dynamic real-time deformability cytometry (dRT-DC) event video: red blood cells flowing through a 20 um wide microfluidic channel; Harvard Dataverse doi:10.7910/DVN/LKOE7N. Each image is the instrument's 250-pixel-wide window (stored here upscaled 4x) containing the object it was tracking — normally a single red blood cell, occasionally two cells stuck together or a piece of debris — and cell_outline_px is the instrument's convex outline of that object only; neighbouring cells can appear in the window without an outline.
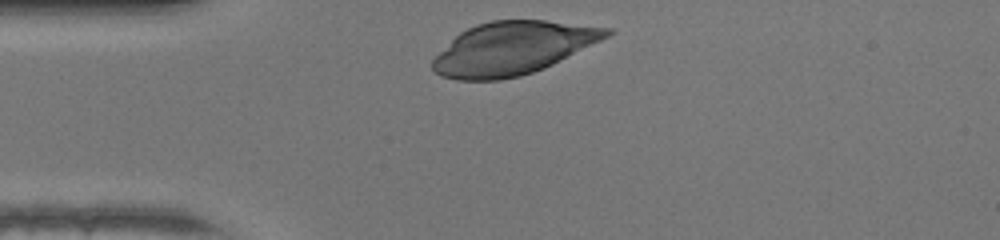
{"species": "human", "species_latin": "Homo sapiens", "temperature_condition": "warm", "stored_images_in_passage": 27, "camera_frame_rate_fps": 3000, "um_per_image_px": 0.085, "donor": {"sex": "female"}, "frame": {"image": 1, "passage_image": 1, "time_ms": 0.0, "image_size_px": [1000, 240], "cell_outline_px": [[616, 32], [544, 68], [520, 76], [500, 80], [456, 80], [440, 76], [432, 68], [432, 60], [460, 32], [476, 24], [492, 20], [544, 20], [612, 28]], "centroid_in_image_um": [43.57, 4.1], "position_along_channel_um": 41.4, "area_um2": 53.12}}
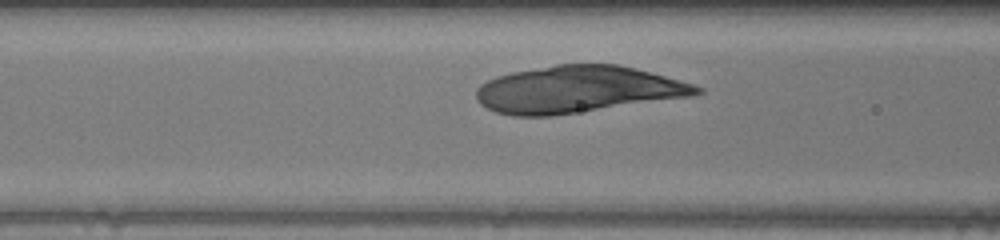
{"frame": {"image": 2, "passage_image": 8, "time_ms": 2.333, "image_size_px": [1000, 240], "cell_outline_px": [[704, 92], [692, 96], [552, 116], [512, 116], [496, 112], [480, 104], [476, 100], [476, 88], [480, 84], [496, 76], [512, 72], [556, 64], [616, 64], [636, 68], [680, 80], [704, 88]], "centroid_in_image_um": [49.08, 7.6], "position_along_channel_um": 117.5, "area_um2": 60.23}}
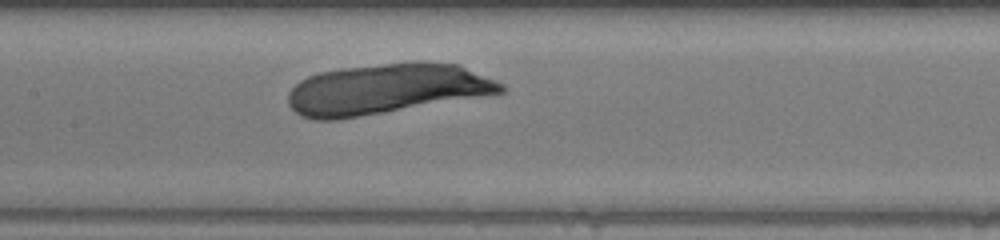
{"frame": {"image": 3, "passage_image": 12, "time_ms": 3.667, "image_size_px": [1000, 240], "cell_outline_px": [[508, 88], [504, 92], [484, 96], [336, 120], [312, 120], [300, 116], [288, 104], [288, 92], [300, 80], [308, 76], [320, 72], [344, 68], [384, 64], [460, 64], [504, 84]], "centroid_in_image_um": [32.81, 7.6], "position_along_channel_um": 174.6, "area_um2": 61.5}}